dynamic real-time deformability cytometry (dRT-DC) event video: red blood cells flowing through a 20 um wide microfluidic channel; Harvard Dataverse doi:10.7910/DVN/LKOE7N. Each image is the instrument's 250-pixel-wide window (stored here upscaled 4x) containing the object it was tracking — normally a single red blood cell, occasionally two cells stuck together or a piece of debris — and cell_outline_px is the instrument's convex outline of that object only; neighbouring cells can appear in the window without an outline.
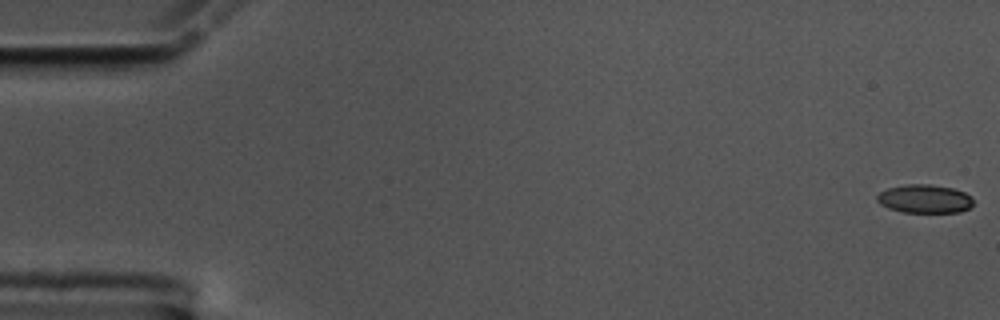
{"species": "common noctule bat (a hibernating species)", "species_latin": "Nyctalus noctula", "temperature_condition": "cold", "stored_images_in_passage": 57, "camera_frame_rate_fps": 3000, "um_per_image_px": 0.085, "animal": {"sex": "male", "body_mass_g": 17.5, "forearm_length_mm": 52.3}, "frame": {"image": 1, "passage_image": 1, "time_ms": 0.0, "image_size_px": [1000, 320], "cell_outline_px": [[972, 204], [968, 208], [960, 212], [904, 212], [888, 208], [880, 204], [876, 200], [876, 196], [880, 192], [888, 188], [908, 184], [928, 184], [952, 188], [964, 192], [972, 196]], "centroid_in_image_um": [78.58, 16.9], "position_along_channel_um": 6.4, "area_um2": 15.9}}
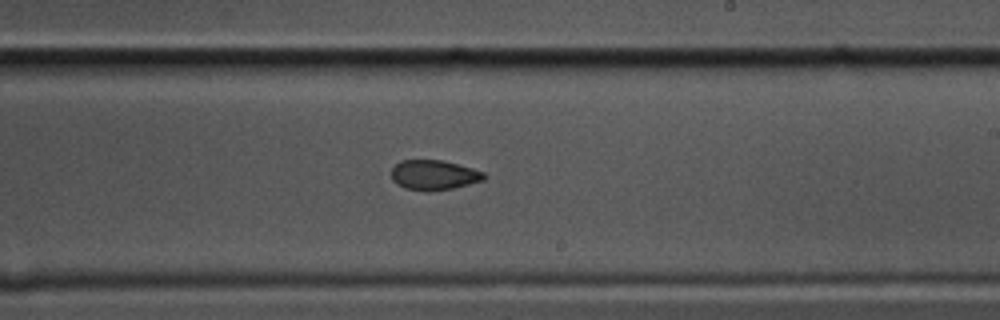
{"frame": {"image": 2, "passage_image": 34, "time_ms": 11.0, "image_size_px": [1000, 320], "cell_outline_px": [[488, 176], [484, 180], [452, 188], [428, 192], [404, 188], [396, 184], [392, 180], [392, 168], [400, 160], [440, 160], [472, 168], [484, 172]], "centroid_in_image_um": [36.87, 14.88], "position_along_channel_um": 252.1, "area_um2": 16.18}}
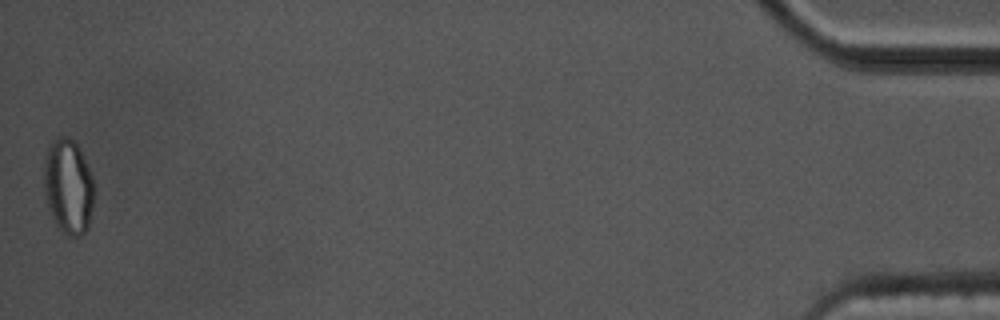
{"frame": {"image": 3, "passage_image": 57, "time_ms": 18.667, "image_size_px": [1000, 320], "cell_outline_px": [[92, 204], [88, 228], [80, 236], [68, 236], [56, 224], [48, 208], [44, 192], [44, 156], [48, 144], [56, 136], [68, 136], [76, 144], [92, 176]], "centroid_in_image_um": [5.75, 15.82], "position_along_channel_um": 429.4, "area_um2": 27.51}, "authors_computed_cell_mechanics": {"area_um2": 16.9932, "velocity_mm_per_s": 3.5503, "shape_relaxation_time_tau1_ms": null, "shape_relaxation_time_tau2_ms": 2.3024, "deformation_change_tau1": null, "deformation_change_tau2": 0.0702}}